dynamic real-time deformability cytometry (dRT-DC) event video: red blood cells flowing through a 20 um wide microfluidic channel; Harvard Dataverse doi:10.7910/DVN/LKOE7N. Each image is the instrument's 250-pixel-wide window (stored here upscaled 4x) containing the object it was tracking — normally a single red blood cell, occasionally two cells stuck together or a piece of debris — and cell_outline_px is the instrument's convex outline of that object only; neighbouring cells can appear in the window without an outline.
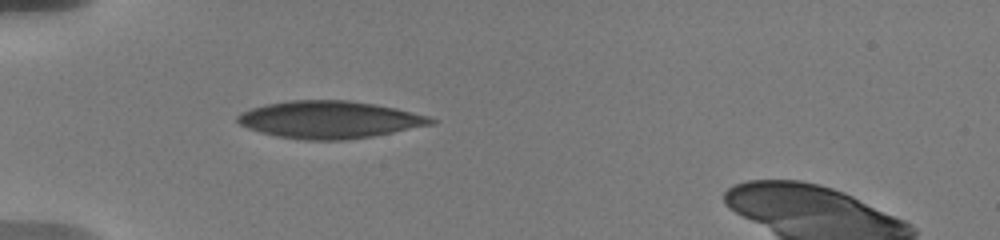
{"species": "human", "species_latin": "Homo sapiens", "temperature_condition": "warm", "stored_images_in_passage": 10, "camera_frame_rate_fps": 3000, "um_per_image_px": 0.085, "donor": {"sex": "male"}, "frame": {"image": 1, "passage_image": 2, "time_ms": 0.667, "image_size_px": [1000, 240], "cell_outline_px": [[436, 120], [432, 124], [372, 136], [344, 140], [304, 140], [276, 136], [260, 132], [248, 128], [240, 124], [236, 120], [236, 116], [240, 112], [252, 108], [268, 104], [288, 100], [348, 100], [396, 108], [428, 116]], "centroid_in_image_um": [27.96, 10.17], "position_along_channel_um": 57.0, "area_um2": 41.79}}
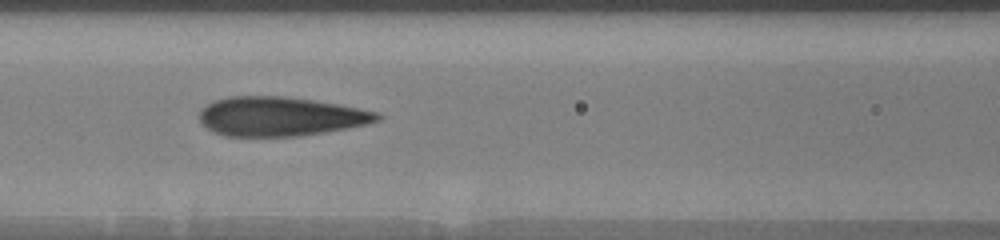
{"frame": {"image": 2, "passage_image": 7, "time_ms": 3.333, "image_size_px": [1000, 240], "cell_outline_px": [[384, 116], [380, 120], [368, 124], [348, 128], [300, 136], [224, 136], [208, 128], [200, 120], [200, 112], [208, 104], [216, 100], [228, 96], [284, 96], [312, 100], [336, 104], [376, 112]], "centroid_in_image_um": [23.85, 9.9], "position_along_channel_um": 142.7, "area_um2": 40.29}}
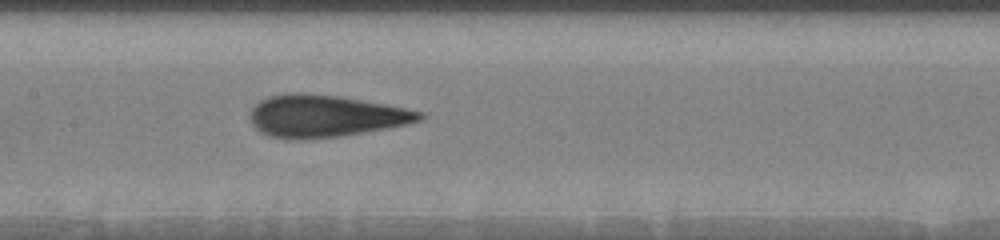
{"frame": {"image": 3, "passage_image": 10, "time_ms": 4.333, "image_size_px": [1000, 240], "cell_outline_px": [[424, 116], [420, 120], [388, 128], [340, 136], [304, 140], [292, 140], [268, 136], [260, 132], [252, 124], [248, 116], [252, 108], [260, 100], [268, 96], [288, 92], [304, 92], [340, 96], [384, 104], [424, 112]], "centroid_in_image_um": [27.57, 9.86], "position_along_channel_um": 179.8, "area_um2": 41.85}}